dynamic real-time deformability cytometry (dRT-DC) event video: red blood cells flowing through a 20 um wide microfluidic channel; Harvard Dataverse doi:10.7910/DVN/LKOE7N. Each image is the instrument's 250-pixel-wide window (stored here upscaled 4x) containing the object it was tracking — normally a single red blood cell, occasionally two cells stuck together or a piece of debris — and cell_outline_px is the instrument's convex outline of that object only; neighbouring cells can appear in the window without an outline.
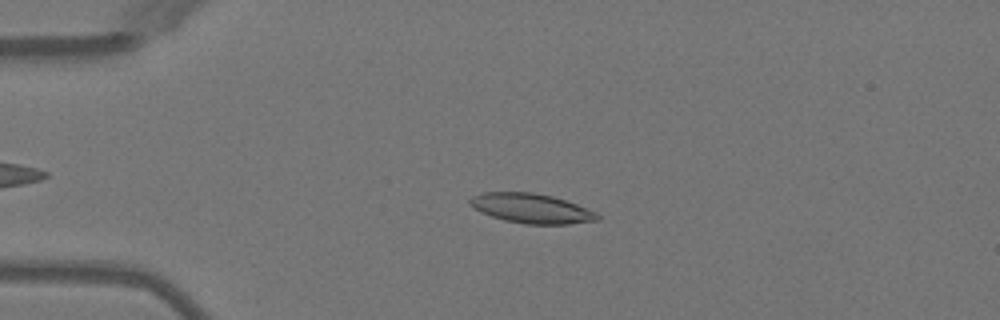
{"species": "Egyptian fruit bat (a non-hibernating species)", "species_latin": "Rousettus aegyptiacus", "temperature_condition": "warm", "stored_images_in_passage": 47, "camera_frame_rate_fps": 3000, "um_per_image_px": 0.085, "animal": {"sex": "female"}, "frame": {"image": 1, "passage_image": 9, "time_ms": 2.667, "image_size_px": [1000, 320], "cell_outline_px": [[600, 220], [568, 224], [524, 224], [504, 220], [480, 212], [468, 204], [468, 200], [472, 196], [484, 192], [532, 192], [552, 196], [576, 204], [596, 212], [600, 216]], "centroid_in_image_um": [45.15, 17.71], "position_along_channel_um": 39.9, "area_um2": 22.02}}
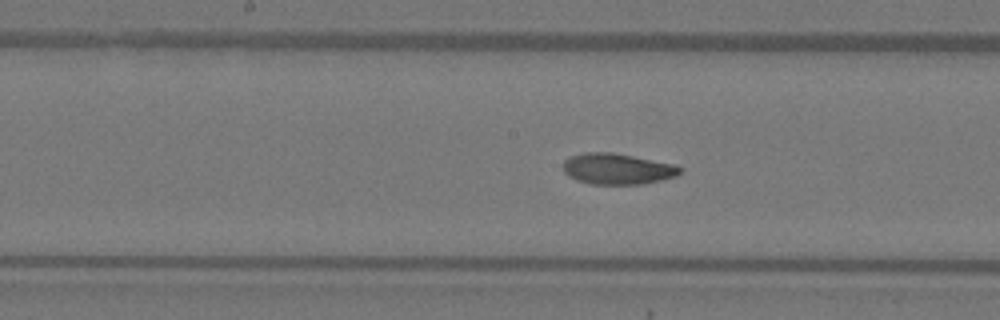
{"frame": {"image": 2, "passage_image": 23, "time_ms": 7.333, "image_size_px": [1000, 320], "cell_outline_px": [[684, 168], [676, 176], [644, 184], [592, 184], [576, 180], [568, 176], [564, 172], [564, 160], [572, 156], [584, 152], [612, 152], [672, 164]], "centroid_in_image_um": [52.46, 14.36], "position_along_channel_um": 195.7, "area_um2": 20.92}}
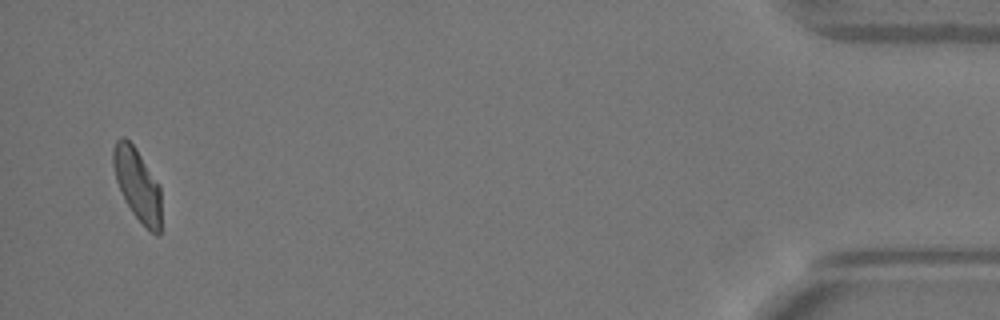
{"frame": {"image": 3, "passage_image": 46, "time_ms": 15.0, "image_size_px": [1000, 320], "cell_outline_px": [[160, 236], [156, 236], [132, 212], [124, 200], [116, 180], [112, 164], [112, 148], [116, 140], [120, 136], [124, 136], [136, 148], [160, 184]], "centroid_in_image_um": [11.66, 15.64], "position_along_channel_um": 423.5, "area_um2": 20.35}, "authors_computed_cell_mechanics": {"area_um2": 21.2704, "velocity_mm_per_s": 4.023, "shape_relaxation_time_tau1_ms": 4.4913, "shape_relaxation_time_tau2_ms": 2.6357, "deformation_change_tau1": 0.1624, "deformation_change_tau2": 0.0603}}